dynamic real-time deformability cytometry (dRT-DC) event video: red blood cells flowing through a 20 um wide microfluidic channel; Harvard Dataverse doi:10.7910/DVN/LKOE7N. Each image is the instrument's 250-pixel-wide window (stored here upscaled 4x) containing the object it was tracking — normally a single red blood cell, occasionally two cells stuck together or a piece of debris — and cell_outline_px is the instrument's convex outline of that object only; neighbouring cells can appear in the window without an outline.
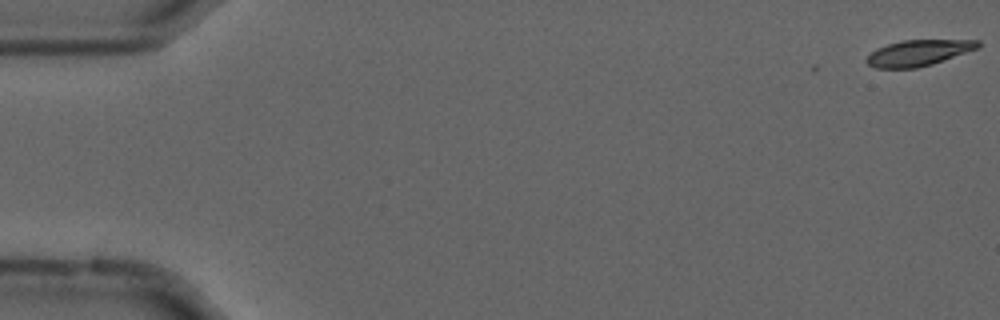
{"species": "common noctule bat (a hibernating species)", "species_latin": "Nyctalus noctula", "temperature_condition": "cold", "stored_images_in_passage": 6, "camera_frame_rate_fps": 3000, "um_per_image_px": 0.085, "animal": {"sex": "male", "forearm_length_mm": 52.5}, "frame": {"image": 1, "passage_image": 1, "time_ms": 0.0, "image_size_px": [1000, 320], "cell_outline_px": [[980, 48], [932, 64], [916, 68], [876, 68], [868, 64], [864, 60], [876, 48], [888, 44], [904, 40], [980, 40]], "centroid_in_image_um": [78.08, 4.49], "position_along_channel_um": 6.9, "area_um2": 16.82}}